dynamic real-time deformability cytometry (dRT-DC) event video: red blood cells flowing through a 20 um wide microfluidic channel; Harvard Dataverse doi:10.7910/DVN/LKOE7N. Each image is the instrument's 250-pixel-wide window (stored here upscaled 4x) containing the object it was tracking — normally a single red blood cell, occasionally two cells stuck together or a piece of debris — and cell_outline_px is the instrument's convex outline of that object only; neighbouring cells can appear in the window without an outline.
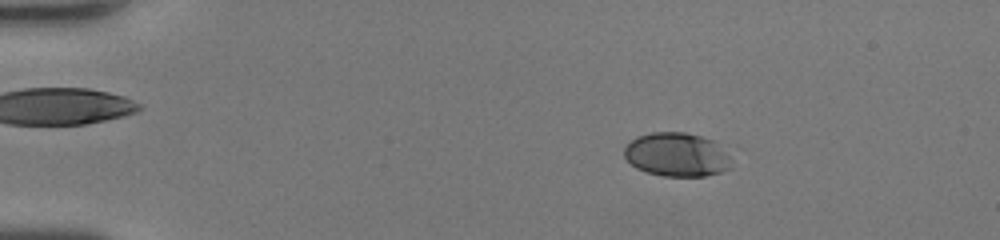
{"species": "human", "species_latin": "Homo sapiens", "temperature_condition": "room temperature", "stored_images_in_passage": 48, "camera_frame_rate_fps": 3000, "um_per_image_px": 0.085, "donor": {"sex": "female"}, "frame": {"image": 1, "passage_image": 9, "time_ms": 2.667, "image_size_px": [1000, 240], "cell_outline_px": [[732, 168], [720, 172], [704, 176], [664, 176], [644, 172], [636, 168], [624, 156], [624, 148], [636, 136], [652, 132], [684, 132], [700, 136], [712, 140], [732, 160]], "centroid_in_image_um": [57.5, 13.15], "position_along_channel_um": 27.5, "area_um2": 27.28}}
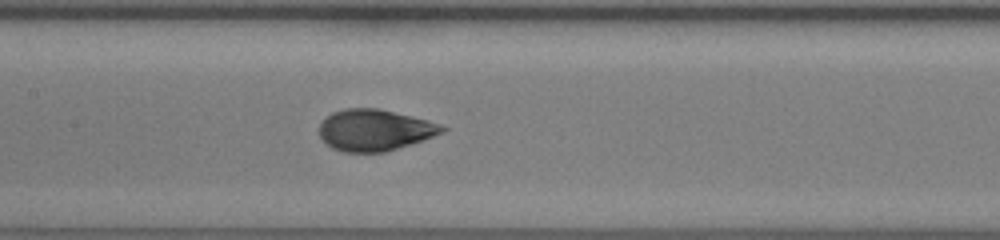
{"frame": {"image": 2, "passage_image": 25, "time_ms": 8.0, "image_size_px": [1000, 240], "cell_outline_px": [[448, 128], [444, 132], [424, 140], [412, 144], [384, 152], [344, 152], [332, 148], [320, 136], [320, 124], [332, 112], [344, 108], [380, 108], [428, 120], [440, 124]], "centroid_in_image_um": [31.88, 11.05], "position_along_channel_um": 175.5, "area_um2": 29.65}}
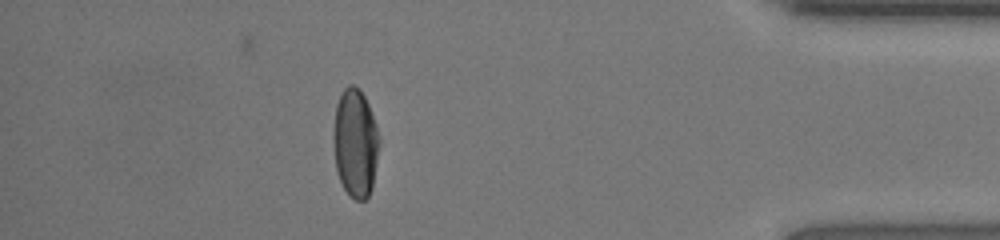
{"frame": {"image": 3, "passage_image": 43, "time_ms": 14.0, "image_size_px": [1000, 240], "cell_outline_px": [[380, 144], [372, 188], [368, 196], [364, 200], [356, 200], [344, 188], [340, 180], [336, 168], [332, 136], [336, 104], [344, 88], [348, 84], [352, 84], [364, 96], [368, 104], [376, 124], [380, 140]], "centroid_in_image_um": [30.2, 12.15], "position_along_channel_um": 405.0, "area_um2": 28.96}, "authors_computed_cell_mechanics": {"area_um2": 29.1312, "velocity_mm_per_s": 4.4593, "shape_relaxation_time_tau1_ms": 5.0131, "shape_relaxation_time_tau2_ms": 0.5637, "deformation_change_tau1": 0.215, "deformation_change_tau2": 0.0456}}